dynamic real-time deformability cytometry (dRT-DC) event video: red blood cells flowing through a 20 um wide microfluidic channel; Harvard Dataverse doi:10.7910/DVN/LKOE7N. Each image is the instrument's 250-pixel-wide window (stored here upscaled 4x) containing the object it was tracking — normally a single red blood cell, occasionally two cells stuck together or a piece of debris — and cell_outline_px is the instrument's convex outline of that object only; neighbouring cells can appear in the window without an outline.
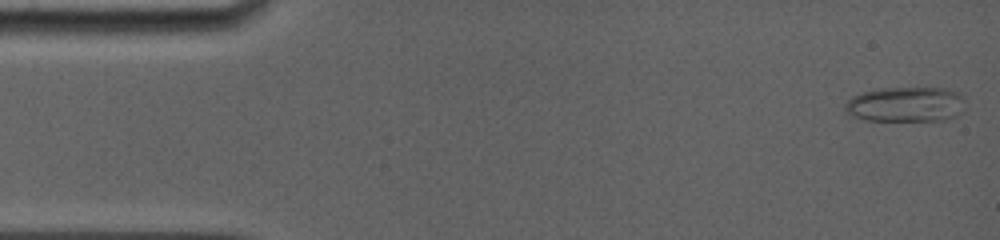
{"species": "common noctule bat (a hibernating species)", "species_latin": "Nyctalus noctula", "temperature_condition": "room temperature", "stored_images_in_passage": 81, "camera_frame_rate_fps": 5000, "um_per_image_px": 0.085, "animal": {"sex": "female", "body_mass_g": 19.0, "forearm_length_mm": 56.7}, "frame": {"image": 1, "passage_image": 2, "time_ms": 0.2, "image_size_px": [1000, 240], "cell_outline_px": [[964, 108], [956, 116], [948, 120], [864, 120], [852, 116], [844, 112], [844, 104], [852, 96], [860, 92], [872, 88], [944, 88], [960, 92], [964, 96]], "centroid_in_image_um": [76.97, 8.86], "position_along_channel_um": 8.0, "area_um2": 25.03}}
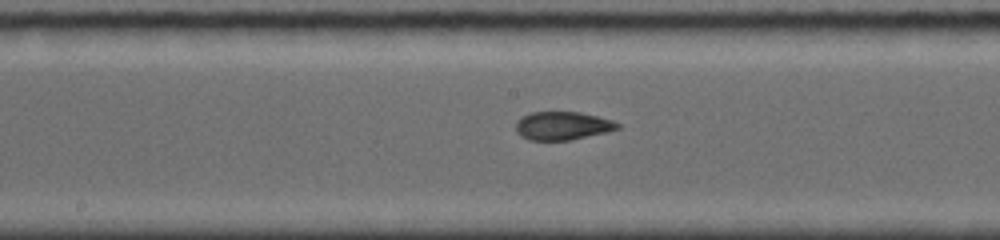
{"frame": {"image": 2, "passage_image": 42, "time_ms": 8.2, "image_size_px": [1000, 240], "cell_outline_px": [[620, 128], [608, 132], [568, 140], [528, 140], [520, 136], [516, 132], [516, 120], [532, 112], [580, 112], [612, 120], [620, 124]], "centroid_in_image_um": [47.8, 10.69], "position_along_channel_um": 200.4, "area_um2": 16.76}}
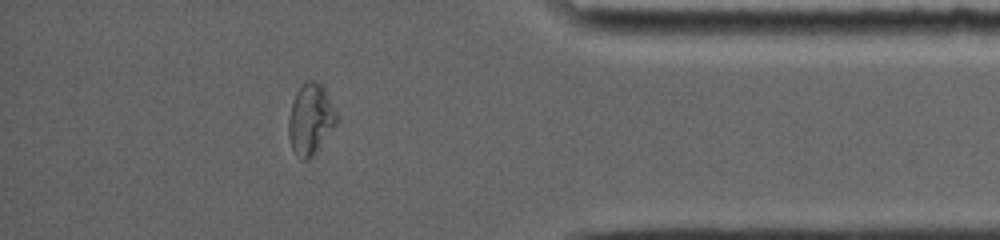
{"frame": {"image": 3, "passage_image": 71, "time_ms": 14.0, "image_size_px": [1000, 240], "cell_outline_px": [[340, 120], [312, 156], [308, 160], [304, 160], [292, 148], [288, 132], [288, 116], [292, 100], [296, 92], [308, 80], [312, 80], [320, 84], [324, 88], [340, 116]], "centroid_in_image_um": [26.42, 10.11], "position_along_channel_um": 408.8, "area_um2": 19.83}, "authors_computed_cell_mechanics": {"area_um2": 18.3804, "velocity_mm_per_s": 3.8709, "shape_relaxation_time_tau1_ms": null, "shape_relaxation_time_tau2_ms": 0.8392, "deformation_change_tau1": null, "deformation_change_tau2": 0.0554}}